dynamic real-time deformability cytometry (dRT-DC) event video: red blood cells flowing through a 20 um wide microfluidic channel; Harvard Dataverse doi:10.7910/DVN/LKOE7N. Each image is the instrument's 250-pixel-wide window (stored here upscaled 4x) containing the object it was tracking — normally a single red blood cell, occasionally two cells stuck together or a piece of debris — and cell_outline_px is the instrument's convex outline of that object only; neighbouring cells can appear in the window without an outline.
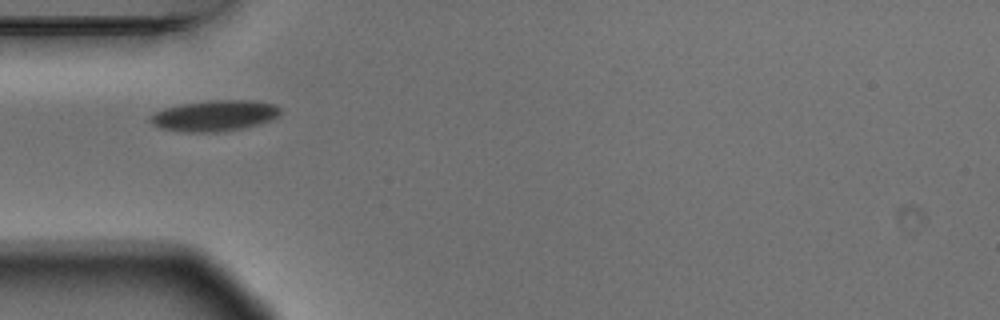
{"species": "Egyptian fruit bat (a non-hibernating species)", "species_latin": "Rousettus aegyptiacus", "temperature_condition": "warm", "stored_images_in_passage": 5, "camera_frame_rate_fps": 3000, "um_per_image_px": 0.085, "animal": {"sex": "male"}, "frame": {"image": 1, "passage_image": 1, "time_ms": 0.0, "image_size_px": [1000, 320], "cell_outline_px": [[280, 116], [260, 124], [220, 132], [184, 132], [160, 128], [152, 124], [148, 120], [148, 116], [164, 108], [180, 104], [212, 100], [252, 100], [276, 104], [280, 108]], "centroid_in_image_um": [18.23, 9.83], "position_along_channel_um": 66.8, "area_um2": 23.58}}
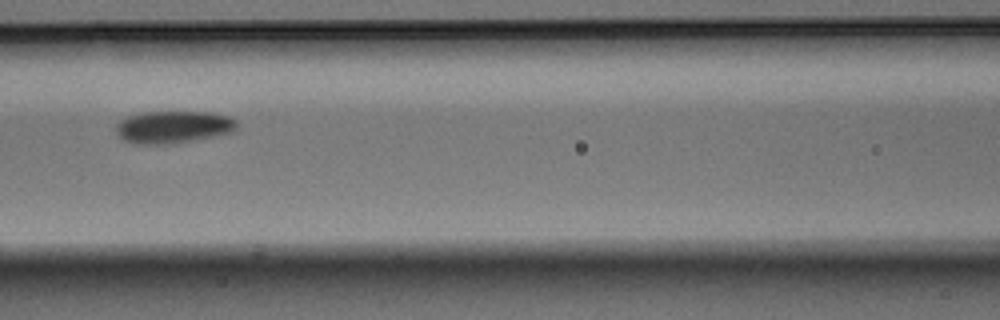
{"frame": {"image": 2, "passage_image": 3, "time_ms": 0.667, "image_size_px": [1000, 320], "cell_outline_px": [[236, 128], [232, 132], [192, 140], [160, 144], [140, 144], [124, 140], [116, 132], [116, 124], [120, 120], [128, 116], [140, 112], [212, 112], [228, 116], [236, 120]], "centroid_in_image_um": [14.7, 10.77], "position_along_channel_um": 151.9, "area_um2": 22.48}}
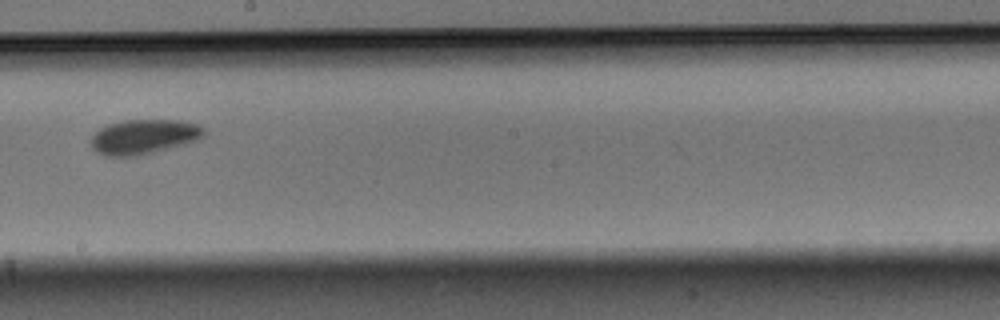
{"frame": {"image": 3, "passage_image": 5, "time_ms": 1.333, "image_size_px": [1000, 320], "cell_outline_px": [[204, 136], [196, 140], [184, 144], [136, 156], [104, 156], [96, 152], [92, 148], [92, 136], [100, 128], [108, 124], [124, 120], [180, 120], [196, 124], [204, 128]], "centroid_in_image_um": [12.2, 11.62], "position_along_channel_um": 236.0, "area_um2": 22.66}}